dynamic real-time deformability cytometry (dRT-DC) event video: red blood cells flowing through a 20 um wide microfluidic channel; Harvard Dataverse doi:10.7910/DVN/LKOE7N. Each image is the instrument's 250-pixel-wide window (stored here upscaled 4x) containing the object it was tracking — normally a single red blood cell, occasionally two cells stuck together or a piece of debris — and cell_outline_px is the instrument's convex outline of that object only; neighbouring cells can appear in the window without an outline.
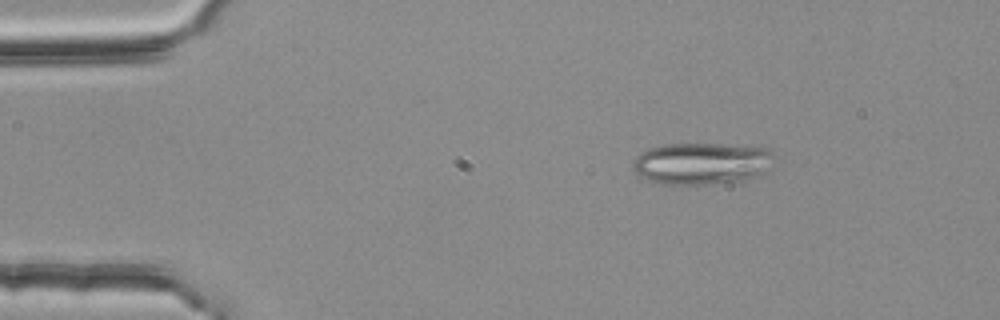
{"species": "common noctule bat (a hibernating species)", "species_latin": "Nyctalus noctula", "temperature_condition": "room temperature", "stored_images_in_passage": 46, "camera_frame_rate_fps": 3000, "um_per_image_px": 0.085, "animal": {"sex": "female", "body_mass_g": 25.1}, "frame": {"image": 1, "passage_image": 1, "time_ms": 0.0, "image_size_px": [1000, 320], "cell_outline_px": [[772, 152], [760, 172], [744, 180], [712, 184], [664, 184], [648, 180], [640, 176], [632, 168], [632, 164], [636, 156], [640, 152], [648, 148], [664, 144], [720, 144], [768, 148]], "centroid_in_image_um": [59.49, 13.88], "position_along_channel_um": 25.5, "area_um2": 33.7}}
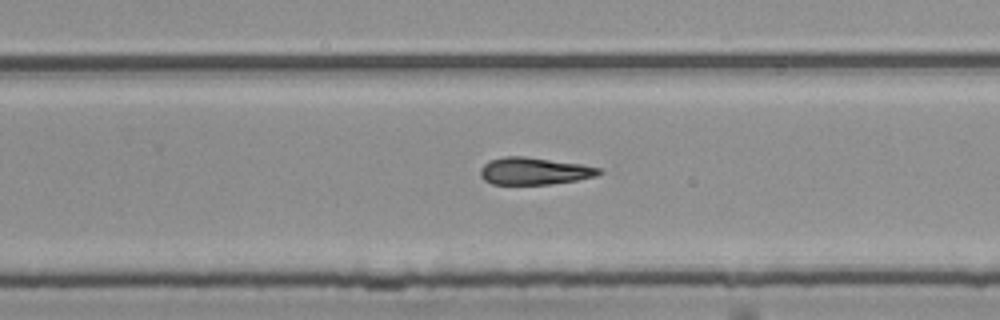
{"frame": {"image": 2, "passage_image": 27, "time_ms": 8.667, "image_size_px": [1000, 320], "cell_outline_px": [[604, 172], [596, 176], [576, 180], [548, 184], [492, 184], [484, 180], [480, 176], [480, 168], [488, 160], [504, 156], [524, 156], [580, 164], [600, 168]], "centroid_in_image_um": [45.38, 14.53], "position_along_channel_um": 284.4, "area_um2": 18.79}}
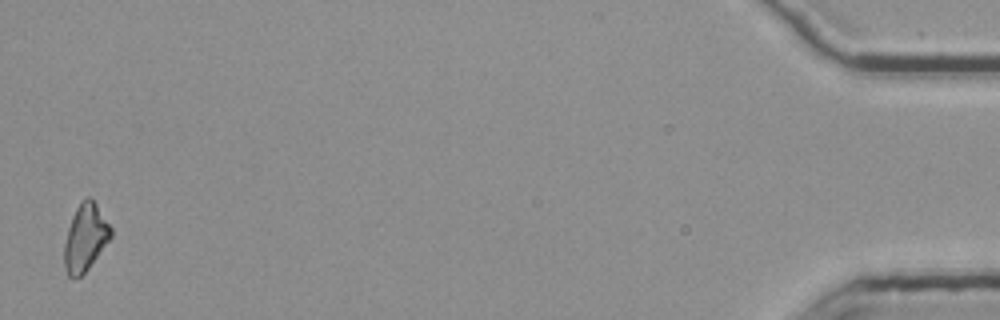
{"frame": {"image": 3, "passage_image": 46, "time_ms": 15.0, "image_size_px": [1000, 320], "cell_outline_px": [[112, 236], [88, 268], [80, 276], [68, 276], [64, 264], [64, 244], [68, 228], [72, 216], [80, 200], [84, 196], [88, 196], [96, 204], [112, 228]], "centroid_in_image_um": [7.24, 20.15], "position_along_channel_um": 428.0, "area_um2": 17.98}, "authors_computed_cell_mechanics": {"area_um2": 19.0451, "velocity_mm_per_s": 3.7796, "shape_relaxation_time_tau1_ms": 9.7682, "shape_relaxation_time_tau2_ms": null, "deformation_change_tau1": 0.1737, "deformation_change_tau2": null}}